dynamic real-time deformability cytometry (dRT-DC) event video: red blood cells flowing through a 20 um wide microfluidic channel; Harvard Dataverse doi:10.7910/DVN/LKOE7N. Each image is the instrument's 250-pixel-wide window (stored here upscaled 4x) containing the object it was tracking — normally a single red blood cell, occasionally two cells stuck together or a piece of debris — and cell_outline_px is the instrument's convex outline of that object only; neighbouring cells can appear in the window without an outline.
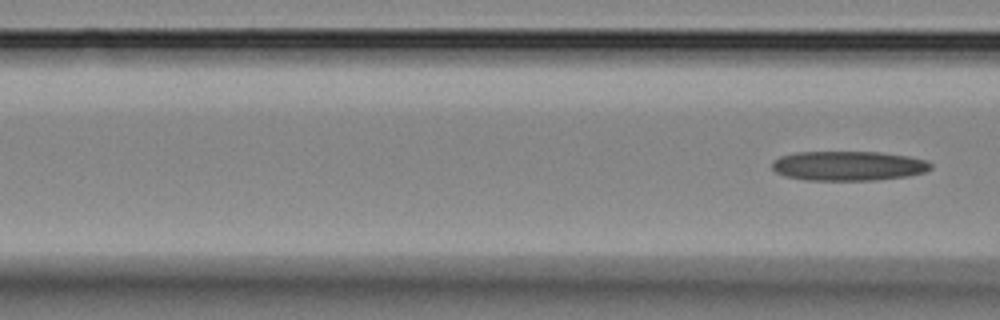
{"species": "Egyptian fruit bat (a non-hibernating species)", "species_latin": "Rousettus aegyptiacus", "temperature_condition": "room temperature", "stored_images_in_passage": 7, "segment_of_instrument_passage": [2, 2], "camera_frame_rate_fps": 3000, "um_per_image_px": 0.085, "animal": {"sex": "female"}, "frame": {"image": 1, "passage_image": 7, "time_ms": 8.0, "image_size_px": [1000, 320], "cell_outline_px": [[932, 168], [924, 172], [908, 176], [872, 180], [804, 180], [788, 176], [776, 172], [772, 168], [772, 160], [780, 156], [796, 152], [880, 152], [908, 156], [924, 160], [932, 164]], "centroid_in_image_um": [72.09, 14.09], "position_along_channel_um": 94.5, "area_um2": 27.28}}